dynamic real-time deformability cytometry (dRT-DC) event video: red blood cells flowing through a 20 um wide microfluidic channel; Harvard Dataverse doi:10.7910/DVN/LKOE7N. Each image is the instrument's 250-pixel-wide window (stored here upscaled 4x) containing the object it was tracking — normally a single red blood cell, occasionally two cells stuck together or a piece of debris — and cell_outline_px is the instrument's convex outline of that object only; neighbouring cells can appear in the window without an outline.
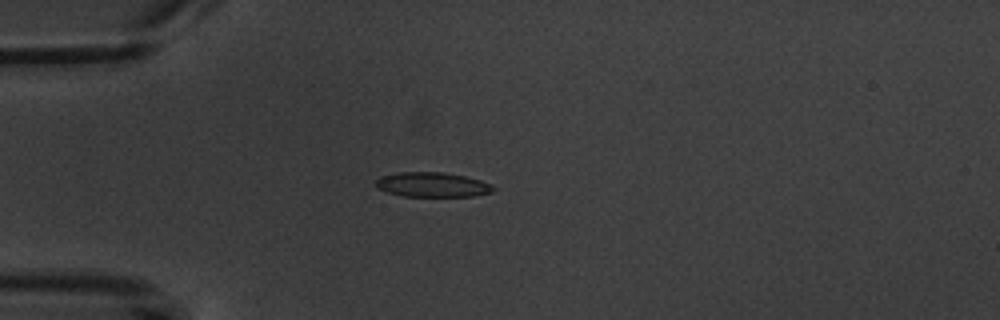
{"species": "common noctule bat (a hibernating species)", "species_latin": "Nyctalus noctula", "temperature_condition": "warm", "stored_images_in_passage": 4, "camera_frame_rate_fps": 3000, "um_per_image_px": 0.085, "animal": {"sex": "male", "body_mass_g": 20.1, "forearm_length_mm": 53.5}, "frame": {"image": 1, "passage_image": 4, "time_ms": 3.333, "image_size_px": [1000, 320], "cell_outline_px": [[496, 188], [492, 192], [472, 196], [404, 196], [388, 192], [376, 188], [376, 180], [380, 176], [396, 172], [444, 172], [464, 176], [480, 180]], "centroid_in_image_um": [36.71, 15.69], "position_along_channel_um": 48.3, "area_um2": 16.82}}